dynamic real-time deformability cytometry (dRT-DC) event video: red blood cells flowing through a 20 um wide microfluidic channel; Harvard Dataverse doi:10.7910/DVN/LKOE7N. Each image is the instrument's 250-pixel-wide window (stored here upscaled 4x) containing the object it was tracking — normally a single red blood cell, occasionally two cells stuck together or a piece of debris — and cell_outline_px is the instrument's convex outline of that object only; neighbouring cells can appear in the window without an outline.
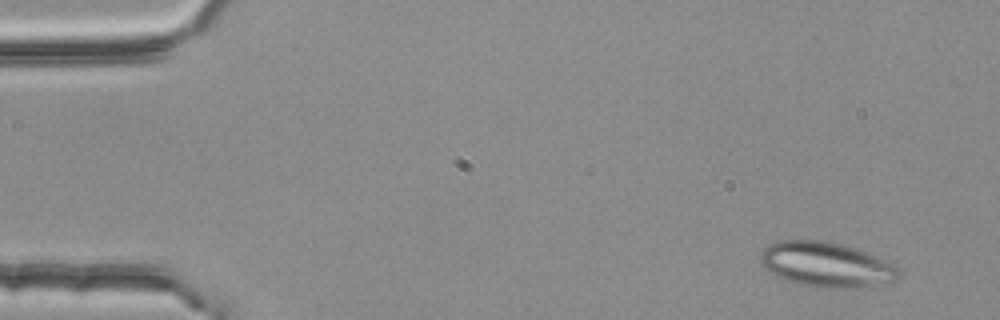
{"species": "common noctule bat (a hibernating species)", "species_latin": "Nyctalus noctula", "temperature_condition": "room temperature", "stored_images_in_passage": 4, "segment_of_instrument_passage": [1, 2], "camera_frame_rate_fps": 3000, "um_per_image_px": 0.085, "animal": {"sex": "female", "body_mass_g": 25.1}, "frame": {"image": 1, "passage_image": 1, "time_ms": 0.0, "image_size_px": [1000, 320], "cell_outline_px": [[900, 276], [892, 284], [848, 288], [824, 288], [800, 284], [776, 276], [768, 272], [764, 268], [760, 260], [760, 252], [768, 244], [780, 240], [828, 240], [856, 248], [896, 264], [900, 268]], "centroid_in_image_um": [70.28, 22.49], "position_along_channel_um": 14.7, "area_um2": 36.88}}